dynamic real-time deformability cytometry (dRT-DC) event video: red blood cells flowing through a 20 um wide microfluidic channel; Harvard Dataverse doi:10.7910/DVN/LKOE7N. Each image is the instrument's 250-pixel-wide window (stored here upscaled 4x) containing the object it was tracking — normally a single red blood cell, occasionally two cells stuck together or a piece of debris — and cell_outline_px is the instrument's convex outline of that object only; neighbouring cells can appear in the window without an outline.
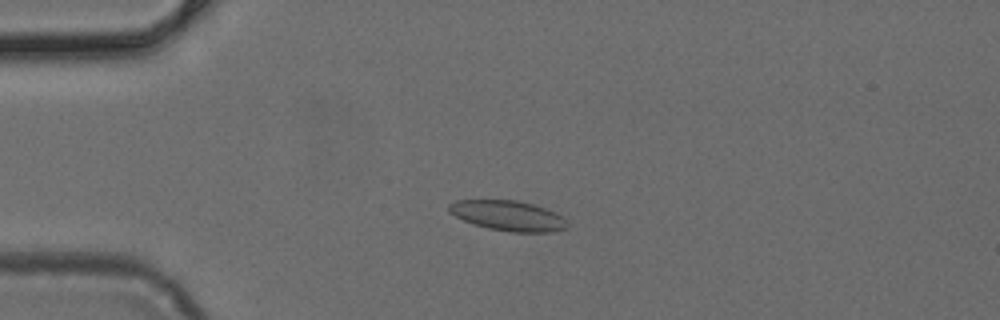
{"species": "common noctule bat (a hibernating species)", "species_latin": "Nyctalus noctula", "temperature_condition": "cold", "stored_images_in_passage": 4, "camera_frame_rate_fps": 3000, "um_per_image_px": 0.085, "animal": {"sex": "female", "body_mass_g": 24.6, "forearm_length_mm": 56.2}, "frame": {"image": 1, "passage_image": 2, "time_ms": 0.333, "image_size_px": [1000, 320], "cell_outline_px": [[568, 228], [552, 232], [508, 232], [488, 228], [464, 220], [448, 212], [448, 204], [456, 200], [516, 200], [532, 204], [544, 208], [560, 216], [568, 224]], "centroid_in_image_um": [43.16, 18.33], "position_along_channel_um": 41.8, "area_um2": 20.58}}
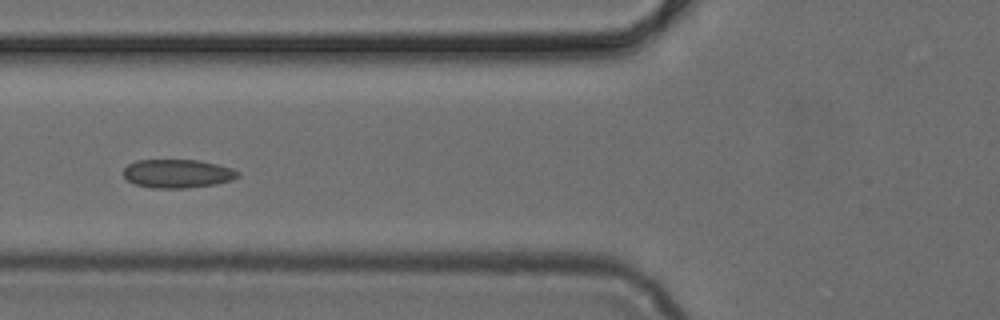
{"frame": {"image": 2, "passage_image": 4, "time_ms": 1.0, "image_size_px": [1000, 320], "cell_outline_px": [[240, 176], [232, 180], [216, 184], [184, 188], [152, 188], [136, 184], [128, 180], [124, 176], [124, 168], [128, 164], [136, 160], [196, 160], [216, 164], [232, 168], [240, 172]], "centroid_in_image_um": [15.1, 14.75], "position_along_channel_um": 110.7, "area_um2": 19.02}}